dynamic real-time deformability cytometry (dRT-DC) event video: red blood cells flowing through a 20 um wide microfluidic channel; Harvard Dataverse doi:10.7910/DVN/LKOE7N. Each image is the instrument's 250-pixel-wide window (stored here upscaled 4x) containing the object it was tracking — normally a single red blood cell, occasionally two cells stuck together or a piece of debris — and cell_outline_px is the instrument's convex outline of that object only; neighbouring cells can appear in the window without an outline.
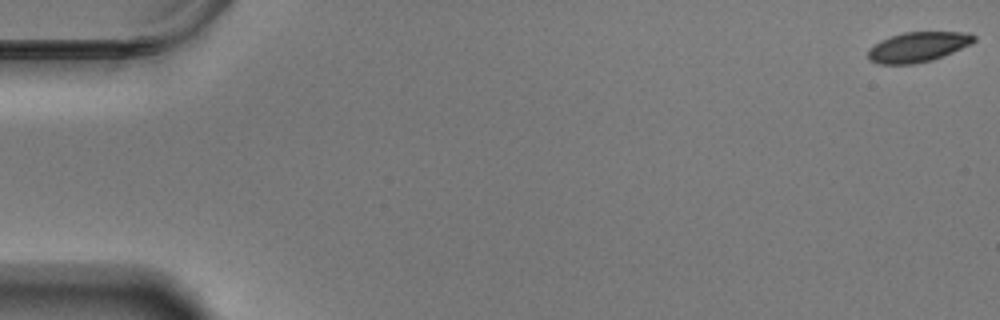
{"species": "Egyptian fruit bat (a non-hibernating species)", "species_latin": "Rousettus aegyptiacus", "temperature_condition": "warm", "stored_images_in_passage": 59, "camera_frame_rate_fps": 3000, "um_per_image_px": 0.085, "animal": {"sex": "male"}, "frame": {"image": 1, "passage_image": 1, "time_ms": 0.0, "image_size_px": [1000, 320], "cell_outline_px": [[976, 40], [972, 44], [932, 60], [912, 64], [880, 64], [868, 60], [868, 48], [880, 40], [904, 32], [972, 32], [976, 36]], "centroid_in_image_um": [78.03, 3.98], "position_along_channel_um": 7.0, "area_um2": 18.61}}
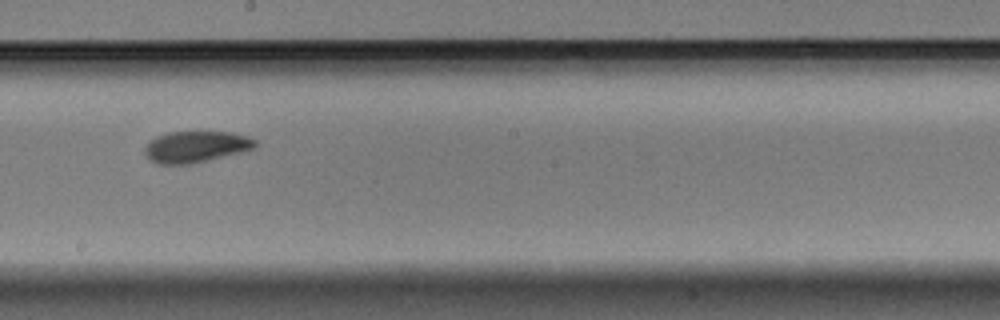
{"frame": {"image": 2, "passage_image": 34, "time_ms": 11.0, "image_size_px": [1000, 320], "cell_outline_px": [[260, 144], [256, 148], [240, 152], [188, 164], [160, 164], [152, 160], [144, 152], [144, 148], [156, 136], [168, 132], [232, 132], [248, 136], [256, 140]], "centroid_in_image_um": [16.7, 12.45], "position_along_channel_um": 231.5, "area_um2": 19.94}}
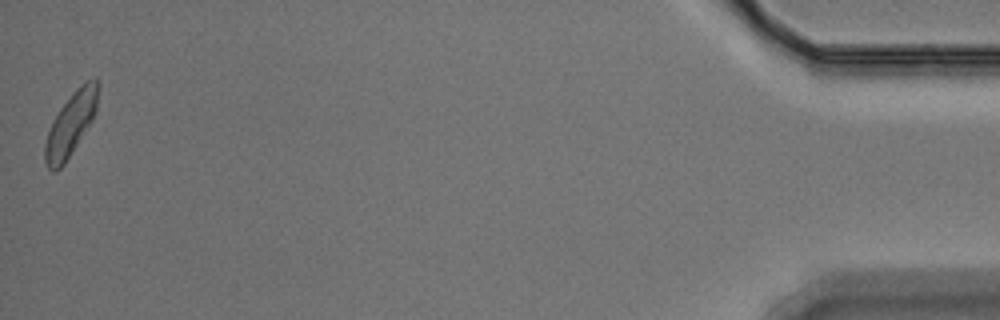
{"frame": {"image": 3, "passage_image": 59, "time_ms": 19.333, "image_size_px": [1000, 320], "cell_outline_px": [[100, 88], [96, 112], [92, 120], [64, 164], [56, 172], [52, 172], [48, 168], [44, 160], [44, 144], [52, 120], [60, 108], [72, 92], [76, 88], [88, 80], [96, 76], [100, 84]], "centroid_in_image_um": [6.03, 10.52], "position_along_channel_um": 429.2, "area_um2": 19.71}, "authors_computed_cell_mechanics": {"area_um2": 19.7098, "velocity_mm_per_s": 3.4673, "shape_relaxation_time_tau1_ms": 4.2519, "shape_relaxation_time_tau2_ms": 9.705, "deformation_change_tau1": 0.1182, "deformation_change_tau2": 0.1334}}